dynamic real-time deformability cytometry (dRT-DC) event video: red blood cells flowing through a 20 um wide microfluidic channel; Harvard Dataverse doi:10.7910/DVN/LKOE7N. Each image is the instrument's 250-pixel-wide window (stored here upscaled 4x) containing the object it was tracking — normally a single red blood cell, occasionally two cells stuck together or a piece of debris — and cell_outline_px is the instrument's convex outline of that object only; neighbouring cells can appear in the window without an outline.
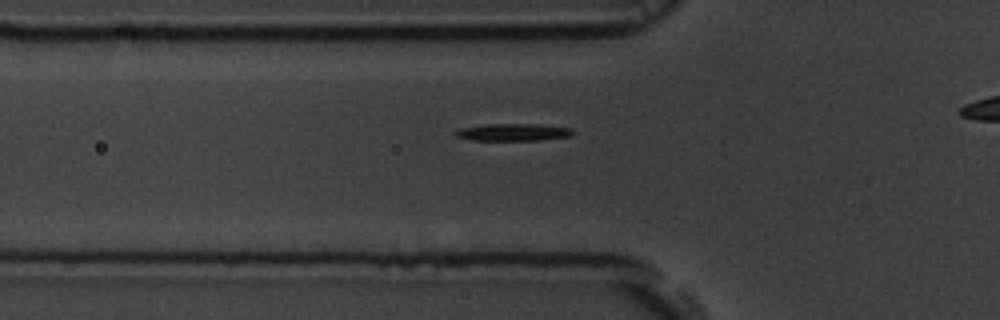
{"species": "common noctule bat (a hibernating species)", "species_latin": "Nyctalus noctula", "temperature_condition": "room temperature", "stored_images_in_passage": 31, "camera_frame_rate_fps": 3000, "um_per_image_px": 0.085, "animal": {"sex": "male", "body_mass_g": 19.5, "forearm_length_mm": 54.6}, "frame": {"image": 1, "passage_image": 2, "time_ms": 0.333, "image_size_px": [1000, 320], "cell_outline_px": [[572, 136], [540, 140], [472, 140], [456, 136], [452, 132], [460, 128], [488, 124], [540, 124], [572, 128]], "centroid_in_image_um": [43.61, 11.23], "position_along_channel_um": 82.2, "area_um2": 11.79}}
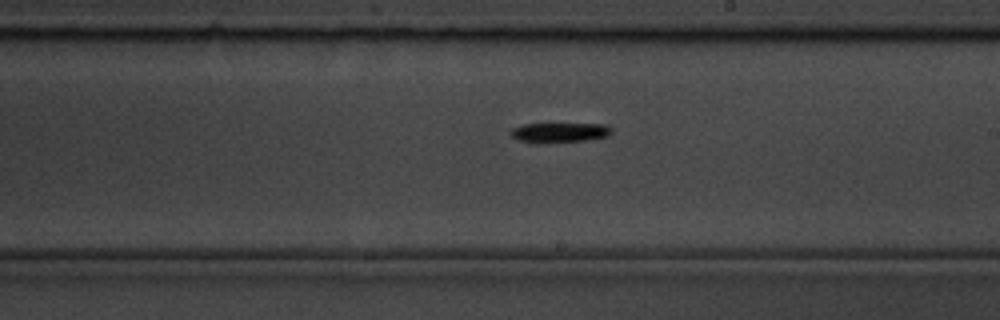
{"frame": {"image": 2, "passage_image": 15, "time_ms": 4.667, "image_size_px": [1000, 320], "cell_outline_px": [[612, 132], [608, 136], [584, 140], [532, 144], [520, 140], [512, 136], [508, 132], [512, 128], [524, 124], [608, 124], [612, 128]], "centroid_in_image_um": [47.54, 11.27], "position_along_channel_um": 241.5, "area_um2": 11.73}}
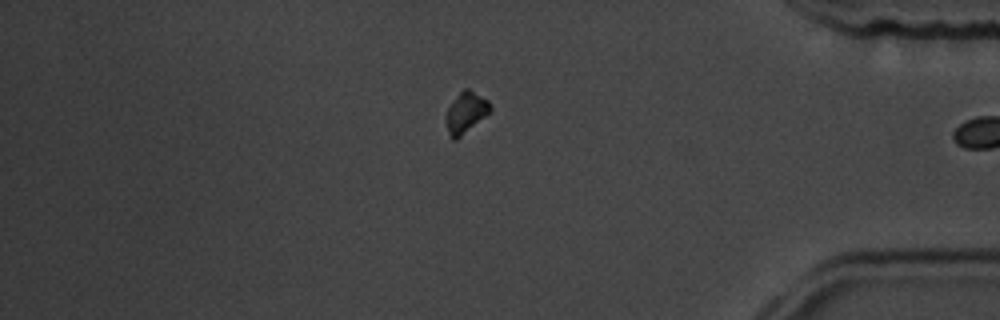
{"frame": {"image": 3, "passage_image": 30, "time_ms": 9.667, "image_size_px": [1000, 320], "cell_outline_px": [[492, 112], [456, 140], [452, 140], [448, 132], [448, 108], [456, 96], [464, 88], [468, 88], [488, 100], [492, 104]], "centroid_in_image_um": [39.67, 9.56], "position_along_channel_um": 395.5, "area_um2": 10.46}}